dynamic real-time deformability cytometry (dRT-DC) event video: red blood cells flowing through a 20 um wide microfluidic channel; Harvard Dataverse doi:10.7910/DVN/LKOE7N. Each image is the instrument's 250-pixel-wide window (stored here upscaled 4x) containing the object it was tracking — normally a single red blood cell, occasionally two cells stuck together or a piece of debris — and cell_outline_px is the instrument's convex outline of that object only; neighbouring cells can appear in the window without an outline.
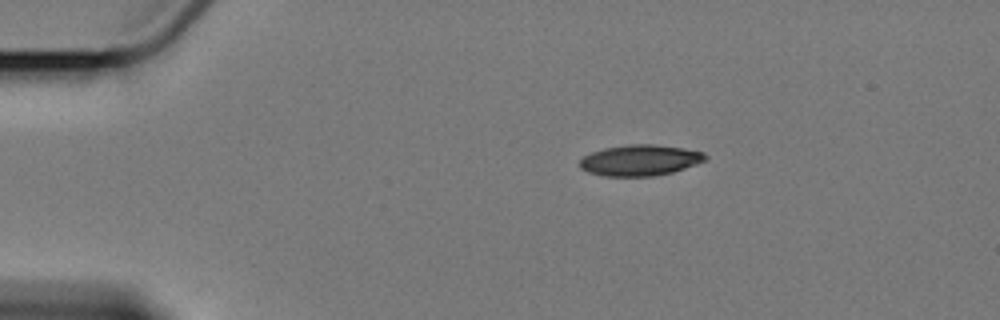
{"species": "Egyptian fruit bat (a non-hibernating species)", "species_latin": "Rousettus aegyptiacus", "temperature_condition": "cold", "stored_images_in_passage": 2, "camera_frame_rate_fps": 3000, "um_per_image_px": 0.085, "animal": {"sex": "female"}, "frame": {"image": 1, "passage_image": 1, "time_ms": 0.0, "image_size_px": [1000, 320], "cell_outline_px": [[708, 160], [672, 172], [656, 176], [604, 176], [588, 172], [580, 168], [580, 160], [584, 156], [592, 152], [604, 148], [628, 144], [652, 144], [684, 148], [704, 152], [708, 156]], "centroid_in_image_um": [54.42, 13.62], "position_along_channel_um": 30.6, "area_um2": 22.72}}